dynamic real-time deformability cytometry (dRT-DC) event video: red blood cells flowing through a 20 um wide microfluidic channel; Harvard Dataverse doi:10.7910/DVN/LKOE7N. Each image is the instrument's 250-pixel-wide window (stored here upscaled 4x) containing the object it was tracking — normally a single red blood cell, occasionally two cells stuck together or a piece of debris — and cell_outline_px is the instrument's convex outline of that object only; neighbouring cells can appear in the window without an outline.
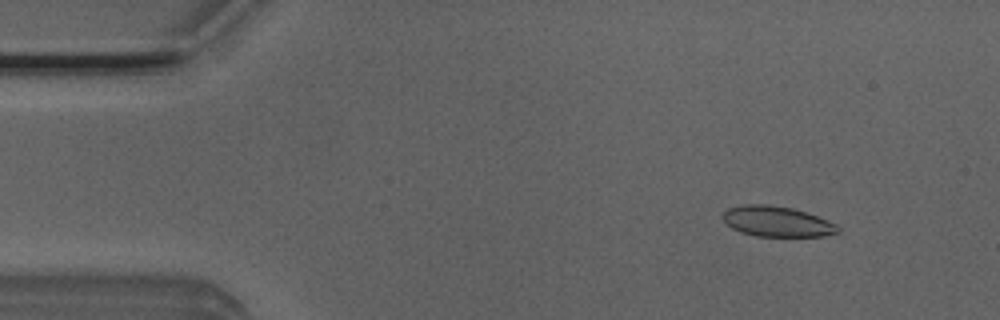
{"species": "Egyptian fruit bat (a non-hibernating species)", "species_latin": "Rousettus aegyptiacus", "temperature_condition": "room temperature", "stored_images_in_passage": 52, "camera_frame_rate_fps": 3000, "um_per_image_px": 0.085, "animal": {"sex": "male"}, "frame": {"image": 1, "passage_image": 6, "time_ms": 1.667, "image_size_px": [1000, 320], "cell_outline_px": [[840, 232], [824, 236], [756, 236], [740, 232], [732, 228], [720, 216], [728, 208], [744, 204], [768, 204], [792, 208], [808, 212], [828, 220], [836, 224], [840, 228]], "centroid_in_image_um": [66.05, 18.82], "position_along_channel_um": 18.9, "area_um2": 20.58}}
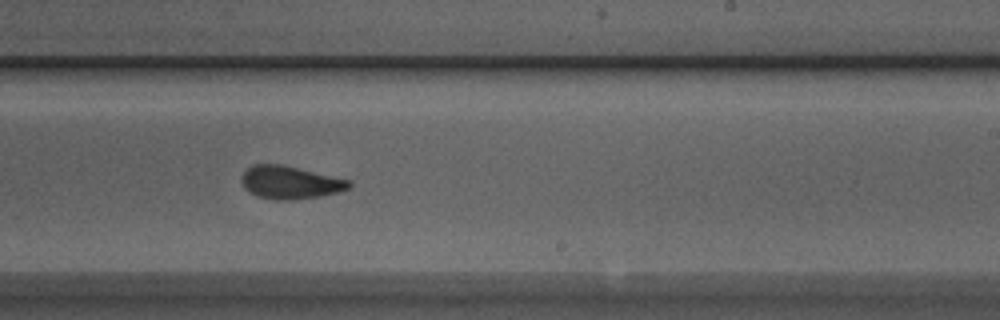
{"frame": {"image": 2, "passage_image": 31, "time_ms": 10.0, "image_size_px": [1000, 320], "cell_outline_px": [[352, 184], [348, 188], [336, 192], [320, 196], [292, 200], [276, 200], [256, 196], [244, 188], [240, 180], [240, 176], [252, 164], [284, 164], [352, 180]], "centroid_in_image_um": [24.64, 15.49], "position_along_channel_um": 264.4, "area_um2": 20.87}}
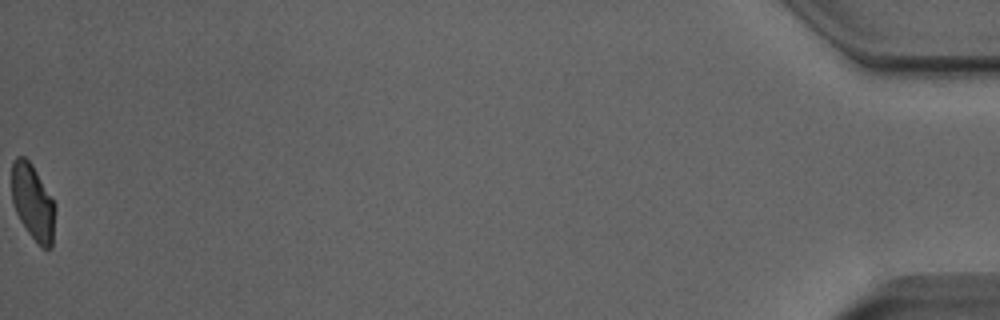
{"frame": {"image": 3, "passage_image": 52, "time_ms": 17.0, "image_size_px": [1000, 320], "cell_outline_px": [[56, 208], [52, 248], [40, 248], [28, 232], [20, 220], [12, 204], [12, 160], [16, 156], [24, 156], [32, 164], [56, 204]], "centroid_in_image_um": [2.81, 17.2], "position_along_channel_um": 432.4, "area_um2": 19.48}, "authors_computed_cell_mechanics": {"area_um2": 20.8947, "velocity_mm_per_s": 3.9619, "shape_relaxation_time_tau1_ms": 4.3719, "shape_relaxation_time_tau2_ms": 2.1587, "deformation_change_tau1": 0.1259, "deformation_change_tau2": 0.0674}}